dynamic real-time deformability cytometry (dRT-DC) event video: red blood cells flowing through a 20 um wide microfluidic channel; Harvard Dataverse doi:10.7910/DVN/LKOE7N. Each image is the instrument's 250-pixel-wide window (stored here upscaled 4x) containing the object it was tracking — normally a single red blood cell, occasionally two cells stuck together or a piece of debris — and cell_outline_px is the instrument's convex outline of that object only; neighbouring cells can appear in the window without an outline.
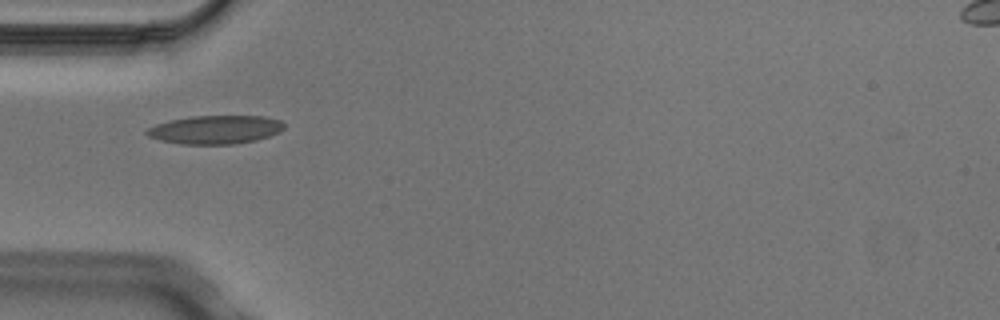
{"species": "Egyptian fruit bat (a non-hibernating species)", "species_latin": "Rousettus aegyptiacus", "temperature_condition": "cold", "stored_images_in_passage": 7, "camera_frame_rate_fps": 3000, "um_per_image_px": 0.085, "animal": {"sex": "male"}, "frame": {"image": 1, "passage_image": 5, "time_ms": 1.333, "image_size_px": [1000, 320], "cell_outline_px": [[284, 128], [280, 132], [256, 140], [236, 144], [180, 144], [160, 140], [148, 136], [144, 132], [148, 128], [156, 124], [172, 120], [192, 116], [264, 116], [280, 120], [284, 124]], "centroid_in_image_um": [18.31, 11.02], "position_along_channel_um": 66.7, "area_um2": 22.77}}
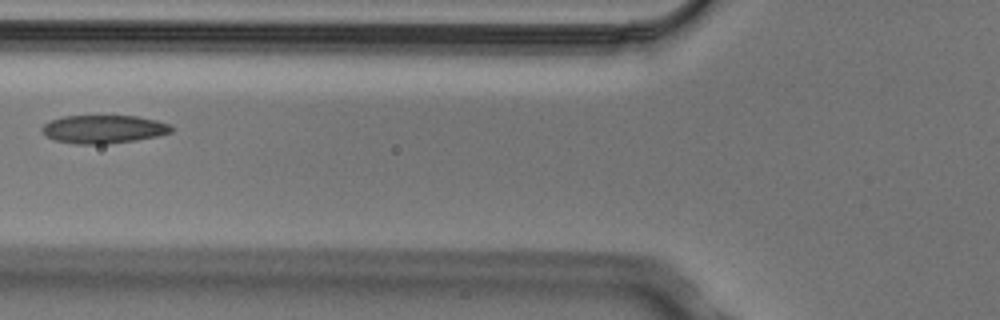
{"frame": {"image": 2, "passage_image": 6, "time_ms": 1.667, "image_size_px": [1000, 320], "cell_outline_px": [[172, 132], [156, 136], [136, 140], [104, 144], [76, 144], [56, 140], [48, 136], [40, 128], [44, 124], [52, 120], [64, 116], [136, 116], [156, 120], [172, 124]], "centroid_in_image_um": [8.84, 10.97], "position_along_channel_um": 117.0, "area_um2": 21.1}}
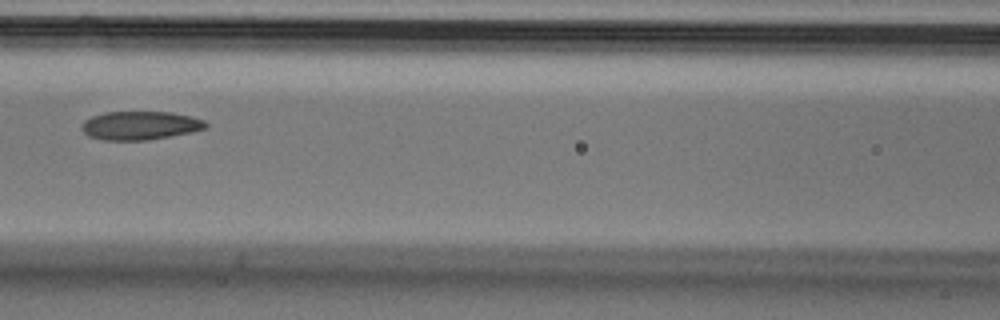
{"frame": {"image": 3, "passage_image": 7, "time_ms": 2.0, "image_size_px": [1000, 320], "cell_outline_px": [[208, 128], [192, 132], [148, 140], [100, 140], [88, 136], [80, 128], [80, 124], [84, 120], [92, 116], [104, 112], [172, 112], [204, 120], [208, 124]], "centroid_in_image_um": [11.88, 10.67], "position_along_channel_um": 154.7, "area_um2": 20.81}}